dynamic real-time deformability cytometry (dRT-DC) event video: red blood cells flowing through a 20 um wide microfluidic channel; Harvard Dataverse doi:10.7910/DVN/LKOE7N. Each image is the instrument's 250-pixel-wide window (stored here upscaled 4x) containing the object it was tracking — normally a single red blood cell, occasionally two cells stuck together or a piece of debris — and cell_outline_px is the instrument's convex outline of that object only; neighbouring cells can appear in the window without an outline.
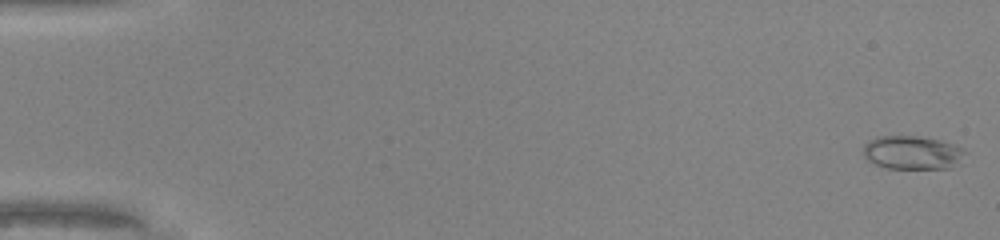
{"species": "common noctule bat (a hibernating species)", "species_latin": "Nyctalus noctula", "temperature_condition": "warm", "stored_images_in_passage": 10, "camera_frame_rate_fps": 3000, "um_per_image_px": 0.085, "animal": {"sex": "male", "body_mass_g": 20.0, "forearm_length_mm": 53.3}, "frame": {"image": 1, "passage_image": 1, "time_ms": 0.0, "image_size_px": [1000, 240], "cell_outline_px": [[968, 152], [960, 164], [952, 168], [888, 168], [876, 164], [868, 160], [864, 156], [864, 144], [868, 140], [876, 136], [924, 136], [956, 144], [964, 148]], "centroid_in_image_um": [77.63, 12.95], "position_along_channel_um": 7.4, "area_um2": 20.35}}